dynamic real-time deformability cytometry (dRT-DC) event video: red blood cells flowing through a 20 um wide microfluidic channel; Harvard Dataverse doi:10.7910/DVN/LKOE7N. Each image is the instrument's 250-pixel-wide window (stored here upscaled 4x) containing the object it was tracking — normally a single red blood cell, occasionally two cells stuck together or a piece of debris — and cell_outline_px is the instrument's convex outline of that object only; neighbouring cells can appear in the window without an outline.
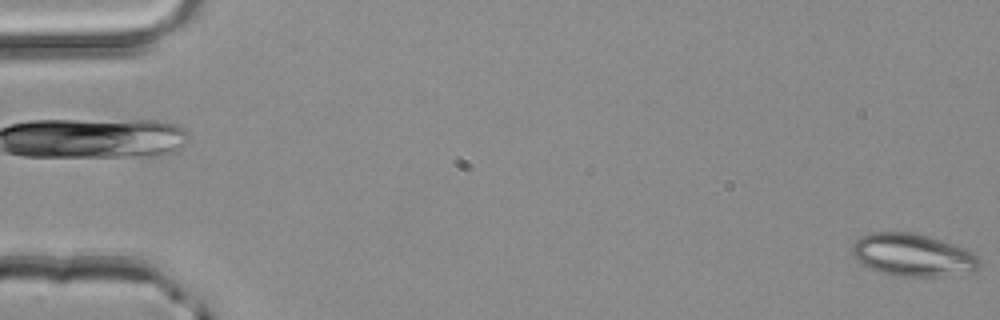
{"species": "common noctule bat (a hibernating species)", "species_latin": "Nyctalus noctula", "temperature_condition": "room temperature", "stored_images_in_passage": 5, "camera_frame_rate_fps": 3000, "um_per_image_px": 0.085, "animal": {"sex": "male", "body_mass_g": 20.4}, "frame": {"image": 1, "passage_image": 1, "time_ms": 0.0, "image_size_px": [1000, 320], "cell_outline_px": [[980, 268], [976, 272], [940, 276], [892, 276], [876, 272], [868, 268], [856, 260], [852, 256], [852, 244], [860, 236], [868, 232], [912, 232], [928, 236], [968, 248], [976, 252], [980, 256]], "centroid_in_image_um": [77.62, 21.68], "position_along_channel_um": 7.4, "area_um2": 32.48}}